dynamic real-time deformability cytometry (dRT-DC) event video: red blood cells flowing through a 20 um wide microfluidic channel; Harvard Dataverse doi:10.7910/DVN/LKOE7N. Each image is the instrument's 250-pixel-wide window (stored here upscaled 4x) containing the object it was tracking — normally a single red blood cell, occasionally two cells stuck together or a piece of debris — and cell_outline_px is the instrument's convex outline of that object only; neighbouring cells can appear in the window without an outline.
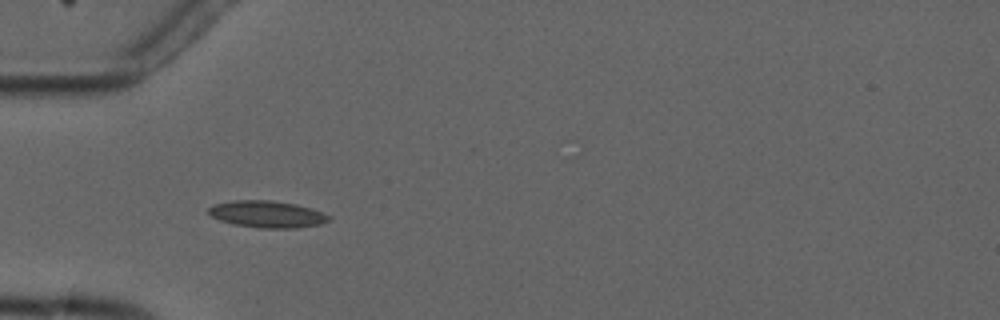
{"species": "common noctule bat (a hibernating species)", "species_latin": "Nyctalus noctula", "temperature_condition": "cold", "stored_images_in_passage": 6, "camera_frame_rate_fps": 3000, "um_per_image_px": 0.085, "animal": {"sex": "male", "forearm_length_mm": 52.5}, "frame": {"image": 1, "passage_image": 6, "time_ms": 5.667, "image_size_px": [1000, 320], "cell_outline_px": [[332, 220], [320, 224], [296, 228], [260, 228], [236, 224], [220, 220], [212, 216], [208, 212], [208, 208], [212, 204], [232, 200], [272, 200], [296, 204], [312, 208], [332, 216]], "centroid_in_image_um": [22.74, 18.19], "position_along_channel_um": 62.3, "area_um2": 18.96}}